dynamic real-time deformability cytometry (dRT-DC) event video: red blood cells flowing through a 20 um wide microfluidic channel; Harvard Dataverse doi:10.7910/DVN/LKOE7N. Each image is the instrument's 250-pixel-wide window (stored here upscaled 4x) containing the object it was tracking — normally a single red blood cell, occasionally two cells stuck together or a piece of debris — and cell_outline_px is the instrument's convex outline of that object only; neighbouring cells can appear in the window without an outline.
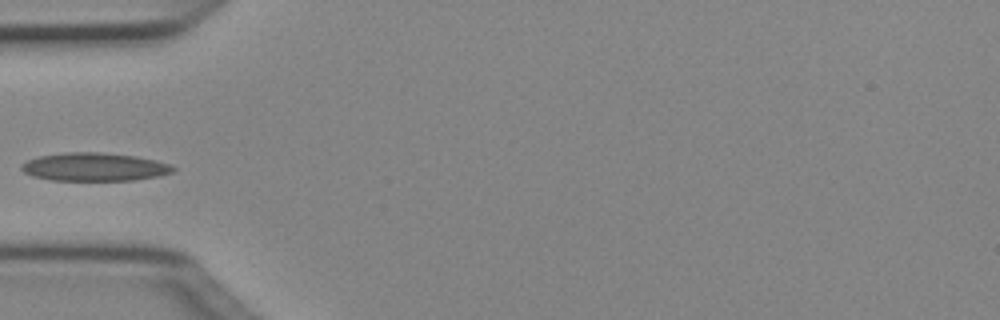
{"species": "Egyptian fruit bat (a non-hibernating species)", "species_latin": "Rousettus aegyptiacus", "temperature_condition": "cold", "stored_images_in_passage": 35, "camera_frame_rate_fps": 3000, "um_per_image_px": 0.085, "animal": {"sex": "female"}, "frame": {"image": 1, "passage_image": 1, "time_ms": 0.0, "image_size_px": [1000, 320], "cell_outline_px": [[176, 168], [172, 172], [160, 176], [136, 180], [52, 180], [32, 176], [24, 172], [20, 168], [20, 164], [28, 160], [40, 156], [64, 152], [100, 152], [136, 156], [168, 164]], "centroid_in_image_um": [8.0, 14.19], "position_along_channel_um": 77.0, "area_um2": 24.85}}
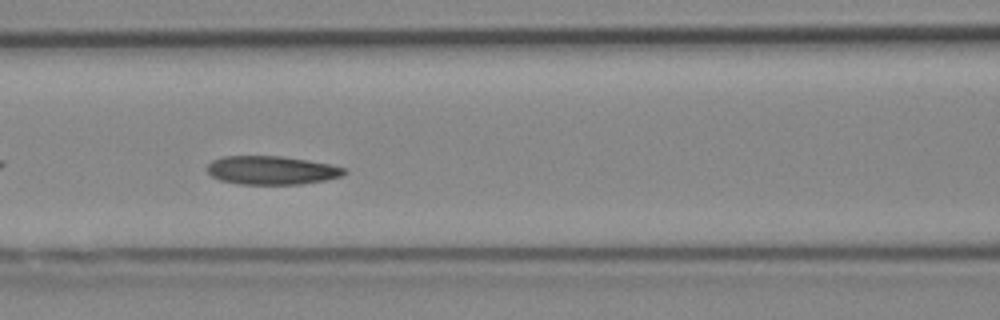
{"frame": {"image": 2, "passage_image": 6, "time_ms": 1.667, "image_size_px": [1000, 320], "cell_outline_px": [[348, 172], [344, 176], [324, 180], [300, 184], [240, 184], [220, 180], [212, 176], [208, 172], [208, 164], [212, 160], [224, 156], [284, 156], [332, 164], [348, 168]], "centroid_in_image_um": [23.15, 14.46], "position_along_channel_um": 143.4, "area_um2": 23.0}}
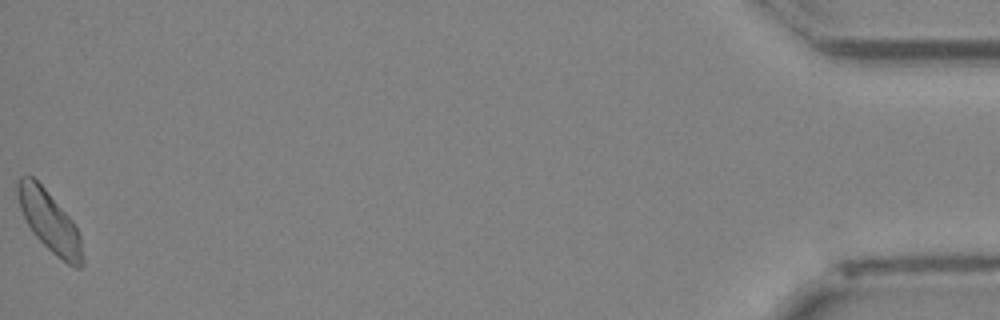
{"frame": {"image": 3, "passage_image": 35, "time_ms": 11.333, "image_size_px": [1000, 320], "cell_outline_px": [[84, 264], [80, 268], [76, 268], [68, 264], [56, 256], [32, 232], [20, 208], [16, 196], [16, 184], [20, 176], [32, 176], [44, 188], [72, 220], [80, 236], [84, 260]], "centroid_in_image_um": [4.2, 18.84], "position_along_channel_um": 431.0, "area_um2": 22.72}}